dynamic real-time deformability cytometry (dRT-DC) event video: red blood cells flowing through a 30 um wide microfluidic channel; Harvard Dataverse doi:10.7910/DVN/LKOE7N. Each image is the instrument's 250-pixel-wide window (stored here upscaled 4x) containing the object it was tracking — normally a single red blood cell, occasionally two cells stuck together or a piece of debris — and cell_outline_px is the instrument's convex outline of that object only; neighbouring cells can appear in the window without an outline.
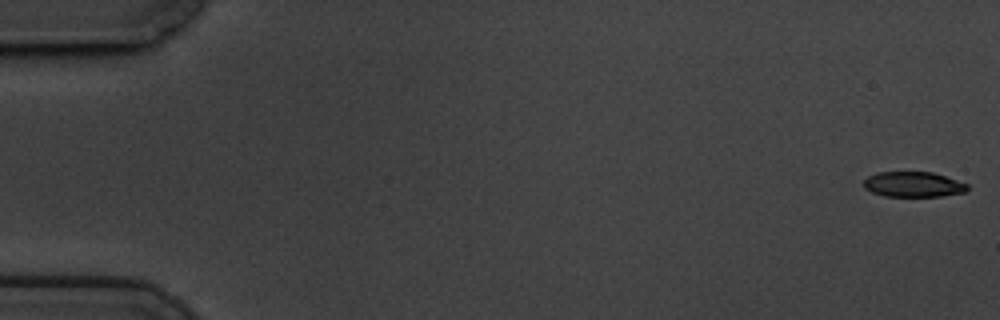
{"species": "common noctule bat (a hibernating species)", "species_latin": "Nyctalus noctula", "temperature_condition": "cold", "stored_images_in_passage": 13, "camera_frame_rate_fps": 3000, "um_per_image_px": 0.085, "animal": {"sex": "male", "body_mass_g": 19.5, "forearm_length_mm": 54.6}, "frame": {"image": 1, "passage_image": 1, "time_ms": 0.0, "image_size_px": [1000, 320], "cell_outline_px": [[968, 188], [964, 192], [940, 196], [884, 196], [872, 192], [864, 188], [864, 180], [868, 176], [876, 172], [932, 172], [968, 184]], "centroid_in_image_um": [77.59, 15.67], "position_along_channel_um": 7.4, "area_um2": 15.14}}